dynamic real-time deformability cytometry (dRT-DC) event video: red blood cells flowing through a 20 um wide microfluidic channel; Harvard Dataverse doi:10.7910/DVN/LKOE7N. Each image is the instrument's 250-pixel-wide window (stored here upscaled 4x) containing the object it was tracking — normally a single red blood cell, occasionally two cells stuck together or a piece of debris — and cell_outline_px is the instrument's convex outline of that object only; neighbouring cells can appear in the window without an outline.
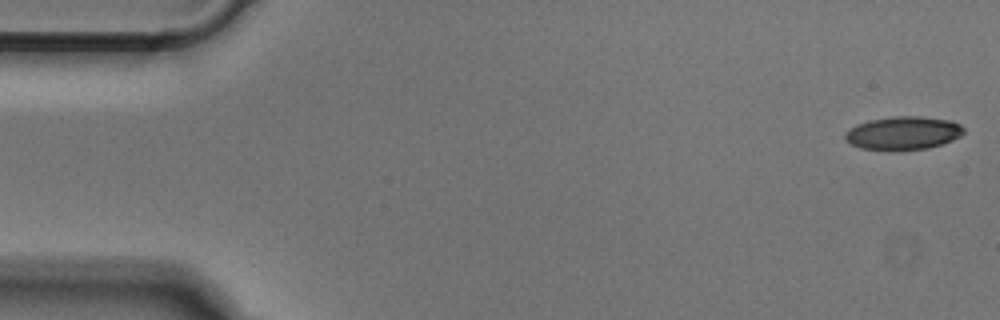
{"species": "Egyptian fruit bat (a non-hibernating species)", "species_latin": "Rousettus aegyptiacus", "temperature_condition": "cold", "stored_images_in_passage": 51, "camera_frame_rate_fps": 3000, "um_per_image_px": 0.085, "animal": {"sex": "male"}, "frame": {"image": 1, "passage_image": 1, "time_ms": 0.0, "image_size_px": [1000, 320], "cell_outline_px": [[964, 132], [960, 136], [952, 140], [928, 148], [900, 152], [896, 152], [860, 148], [844, 140], [844, 132], [856, 124], [868, 120], [892, 116], [920, 116], [952, 120], [960, 124], [964, 128]], "centroid_in_image_um": [76.74, 11.32], "position_along_channel_um": 8.3, "area_um2": 23.64}}
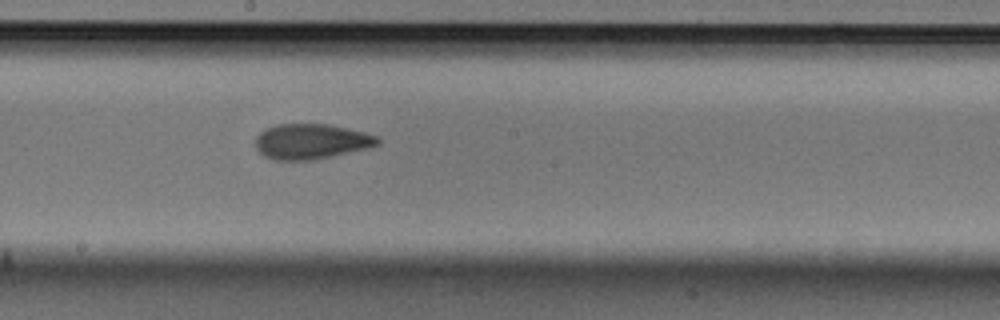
{"frame": {"image": 2, "passage_image": 27, "time_ms": 8.667, "image_size_px": [1000, 320], "cell_outline_px": [[380, 144], [368, 148], [316, 160], [272, 160], [264, 156], [256, 148], [256, 136], [260, 132], [276, 124], [328, 124], [364, 132], [380, 136]], "centroid_in_image_um": [26.47, 12.03], "position_along_channel_um": 221.7, "area_um2": 25.26}}
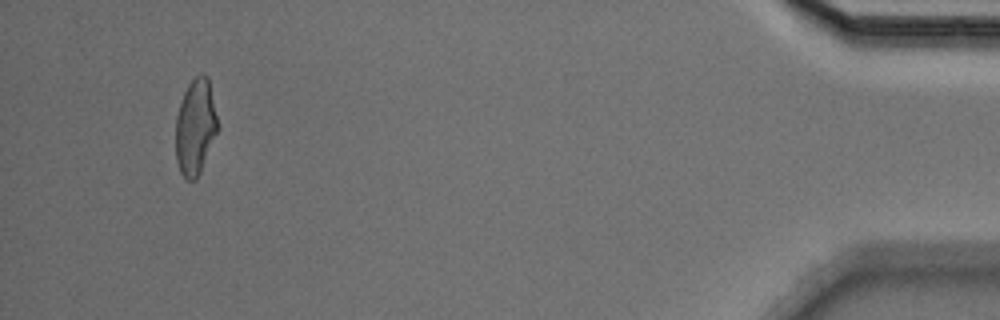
{"frame": {"image": 3, "passage_image": 48, "time_ms": 15.667, "image_size_px": [1000, 320], "cell_outline_px": [[216, 132], [200, 172], [196, 180], [188, 180], [180, 172], [176, 160], [176, 116], [180, 100], [188, 84], [200, 72], [204, 72], [208, 76], [216, 116]], "centroid_in_image_um": [16.57, 10.76], "position_along_channel_um": 418.6, "area_um2": 23.06}}